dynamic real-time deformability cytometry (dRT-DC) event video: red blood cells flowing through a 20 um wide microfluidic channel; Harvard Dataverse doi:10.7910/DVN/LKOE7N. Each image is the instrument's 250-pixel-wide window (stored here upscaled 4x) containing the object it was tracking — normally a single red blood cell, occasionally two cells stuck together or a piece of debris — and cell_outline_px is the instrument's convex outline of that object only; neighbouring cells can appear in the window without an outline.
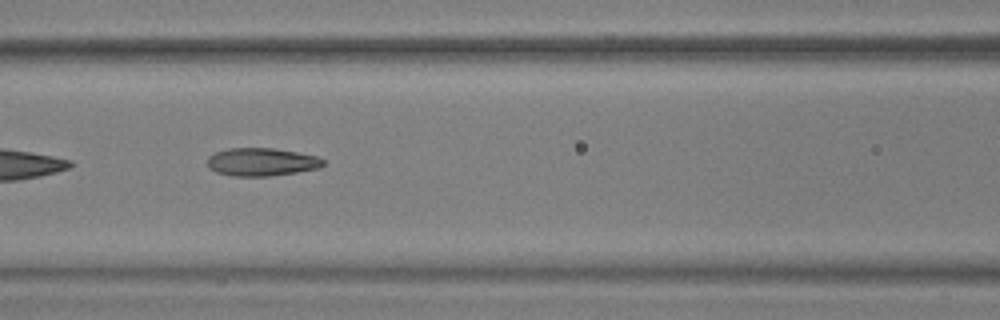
{"species": "common noctule bat (a hibernating species)", "species_latin": "Nyctalus noctula", "temperature_condition": "warm", "stored_images_in_passage": 24, "camera_frame_rate_fps": 3000, "um_per_image_px": 0.085, "animal": {"sex": "male", "body_mass_g": 17.9, "forearm_length_mm": 54.2}, "frame": {"image": 1, "passage_image": 8, "time_ms": 2.333, "image_size_px": [1000, 320], "cell_outline_px": [[324, 164], [320, 168], [296, 172], [268, 176], [232, 176], [216, 172], [208, 168], [208, 156], [216, 152], [228, 148], [272, 148], [296, 152], [316, 156], [324, 160]], "centroid_in_image_um": [22.21, 13.77], "position_along_channel_um": 144.4, "area_um2": 18.84}}
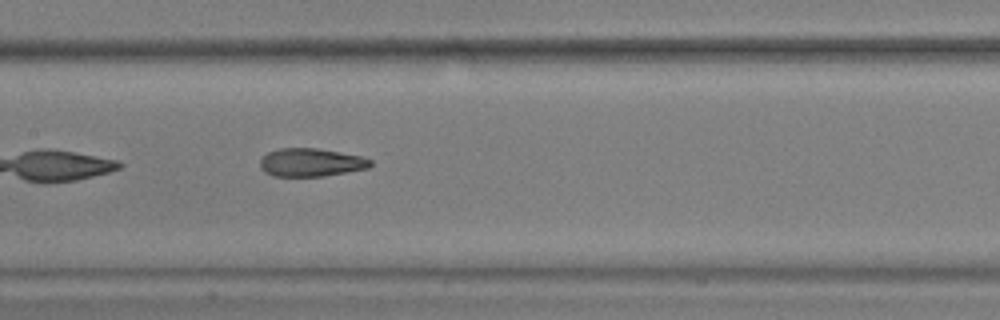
{"frame": {"image": 2, "passage_image": 11, "time_ms": 3.333, "image_size_px": [1000, 320], "cell_outline_px": [[372, 164], [368, 168], [324, 176], [272, 176], [264, 172], [260, 168], [260, 160], [268, 152], [280, 148], [316, 148], [340, 152], [360, 156], [372, 160]], "centroid_in_image_um": [26.41, 13.81], "position_along_channel_um": 181.0, "area_um2": 18.09}}
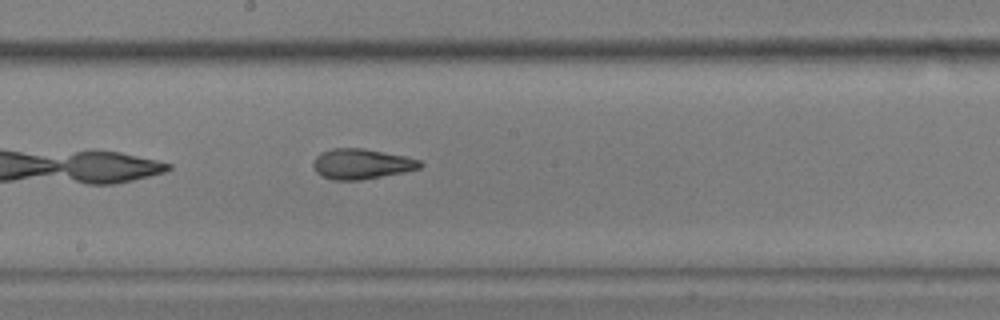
{"frame": {"image": 3, "passage_image": 14, "time_ms": 4.333, "image_size_px": [1000, 320], "cell_outline_px": [[424, 164], [420, 168], [404, 172], [360, 180], [332, 180], [320, 176], [316, 172], [312, 164], [316, 156], [320, 152], [332, 148], [364, 148], [404, 156], [420, 160]], "centroid_in_image_um": [30.7, 13.93], "position_along_channel_um": 217.5, "area_um2": 18.96}}